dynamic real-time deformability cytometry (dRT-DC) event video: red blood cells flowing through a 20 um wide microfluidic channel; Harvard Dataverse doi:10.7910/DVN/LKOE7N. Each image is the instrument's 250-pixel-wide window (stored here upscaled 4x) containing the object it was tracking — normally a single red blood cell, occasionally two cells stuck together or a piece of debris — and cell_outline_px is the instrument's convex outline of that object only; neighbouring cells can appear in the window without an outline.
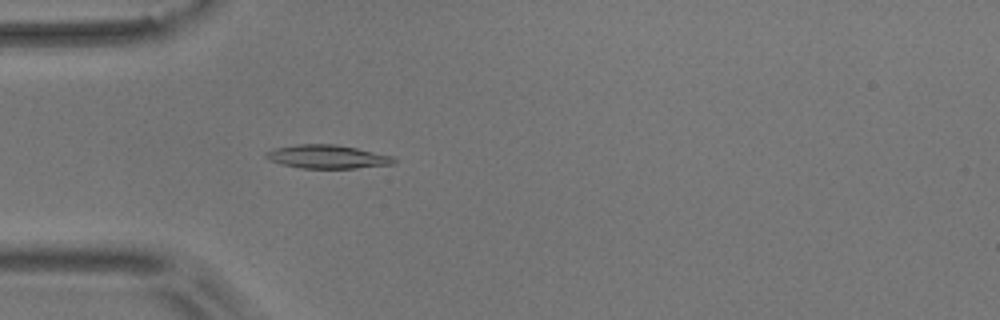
{"species": "common noctule bat (a hibernating species)", "species_latin": "Nyctalus noctula", "temperature_condition": "room temperature", "stored_images_in_passage": 41, "camera_frame_rate_fps": 3000, "um_per_image_px": 0.085, "animal": {"sex": "male", "body_mass_g": 17.9}, "frame": {"image": 1, "passage_image": 10, "time_ms": 3.0, "image_size_px": [1000, 320], "cell_outline_px": [[396, 164], [356, 168], [300, 168], [280, 164], [268, 160], [264, 156], [264, 152], [272, 148], [296, 144], [336, 144], [356, 148], [392, 156], [396, 160]], "centroid_in_image_um": [27.76, 13.32], "position_along_channel_um": 57.2, "area_um2": 17.74}}
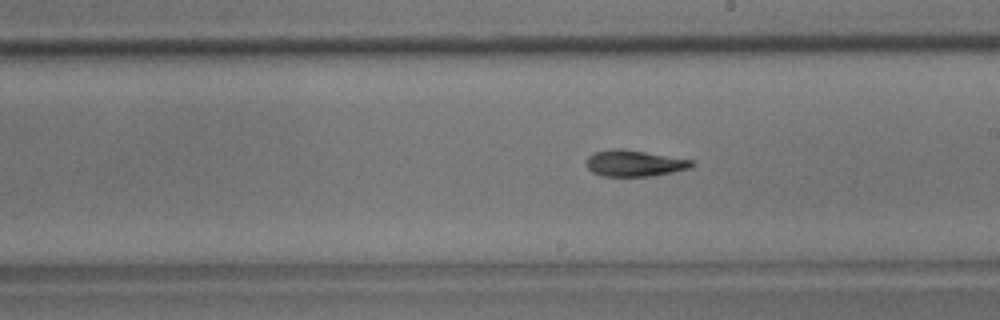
{"frame": {"image": 2, "passage_image": 25, "time_ms": 8.0, "image_size_px": [1000, 320], "cell_outline_px": [[696, 164], [688, 168], [672, 172], [652, 176], [604, 176], [592, 172], [588, 168], [588, 156], [596, 152], [612, 148], [620, 148], [692, 160]], "centroid_in_image_um": [53.92, 13.88], "position_along_channel_um": 235.1, "area_um2": 15.84}}
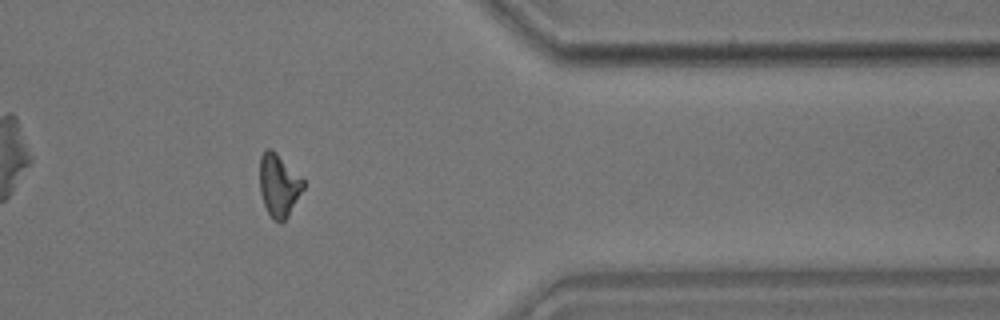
{"frame": {"image": 3, "passage_image": 39, "time_ms": 12.667, "image_size_px": [1000, 320], "cell_outline_px": [[304, 188], [288, 216], [280, 224], [272, 220], [264, 204], [260, 192], [260, 156], [268, 148], [272, 148], [304, 180]], "centroid_in_image_um": [23.69, 15.77], "position_along_channel_um": 387.7, "area_um2": 15.9}, "authors_computed_cell_mechanics": {"area_um2": 16.2996, "velocity_mm_per_s": 3.645, "shape_relaxation_time_tau1_ms": 6.4351, "shape_relaxation_time_tau2_ms": 3.4174, "deformation_change_tau1": 0.2034, "deformation_change_tau2": 0.117}}